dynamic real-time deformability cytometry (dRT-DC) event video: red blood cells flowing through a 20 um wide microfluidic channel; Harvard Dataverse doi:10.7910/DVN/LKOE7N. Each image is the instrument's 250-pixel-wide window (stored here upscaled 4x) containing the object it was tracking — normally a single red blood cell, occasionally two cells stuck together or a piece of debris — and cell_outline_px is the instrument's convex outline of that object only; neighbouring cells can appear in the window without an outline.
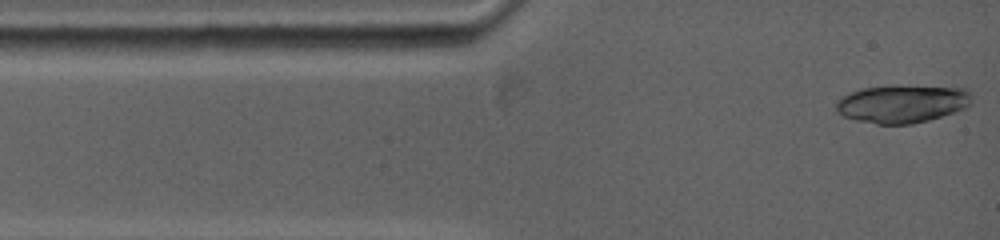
{"species": "common noctule bat (a hibernating species)", "species_latin": "Nyctalus noctula", "temperature_condition": "warm", "stored_images_in_passage": 5, "camera_frame_rate_fps": 5000, "um_per_image_px": 0.085, "animal": {"sex": "female", "body_mass_g": 19.0, "forearm_length_mm": 53.3}, "frame": {"image": 1, "passage_image": 1, "time_ms": 0.0, "image_size_px": [1000, 240], "cell_outline_px": [[972, 100], [964, 108], [928, 120], [912, 124], [876, 124], [856, 120], [844, 116], [836, 112], [836, 100], [852, 92], [864, 88], [892, 84], [968, 88], [972, 96]], "centroid_in_image_um": [76.68, 8.79], "position_along_channel_um": 8.3, "area_um2": 30.29}}